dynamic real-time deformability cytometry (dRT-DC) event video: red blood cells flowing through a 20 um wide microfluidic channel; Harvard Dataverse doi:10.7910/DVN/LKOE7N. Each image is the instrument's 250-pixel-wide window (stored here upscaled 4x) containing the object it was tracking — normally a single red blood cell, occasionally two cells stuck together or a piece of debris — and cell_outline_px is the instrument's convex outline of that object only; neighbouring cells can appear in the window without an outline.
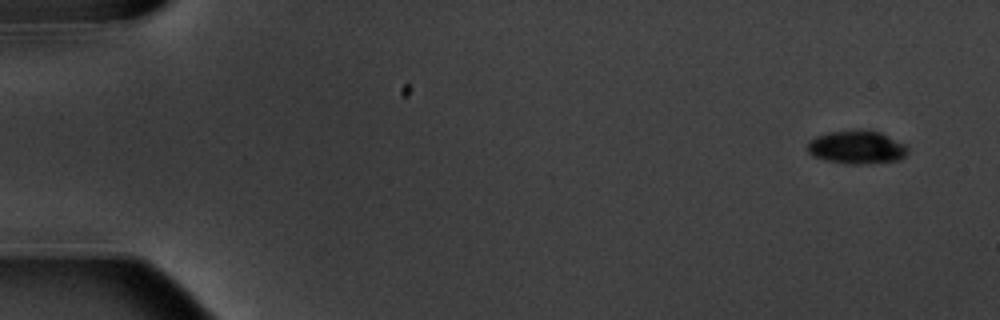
{"species": "common noctule bat (a hibernating species)", "species_latin": "Nyctalus noctula", "temperature_condition": "warm", "stored_images_in_passage": 6, "camera_frame_rate_fps": 3000, "um_per_image_px": 0.085, "animal": {"sex": "male", "body_mass_g": 20.1, "forearm_length_mm": 53.5}, "frame": {"image": 1, "passage_image": 1, "time_ms": 0.0, "image_size_px": [1000, 320], "cell_outline_px": [[908, 152], [900, 160], [860, 164], [848, 164], [824, 160], [812, 156], [808, 152], [808, 140], [816, 136], [828, 132], [880, 132], [904, 144], [908, 148]], "centroid_in_image_um": [72.79, 12.55], "position_along_channel_um": 12.2, "area_um2": 18.96}}
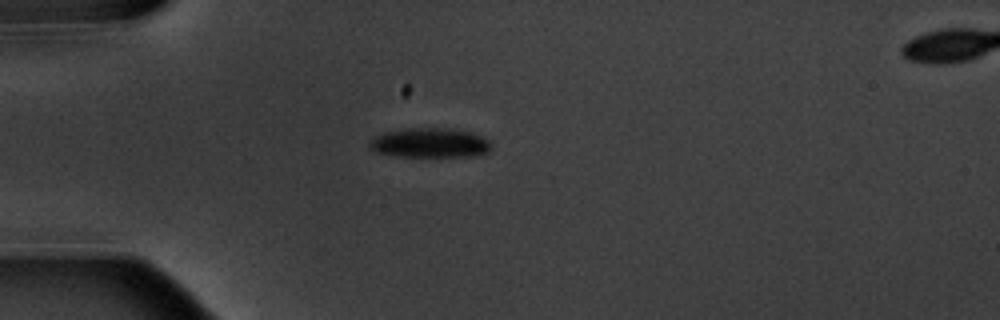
{"frame": {"image": 2, "passage_image": 4, "time_ms": 4.333, "image_size_px": [1000, 320], "cell_outline_px": [[492, 148], [488, 152], [472, 156], [404, 156], [376, 152], [368, 144], [368, 140], [372, 136], [384, 132], [408, 128], [448, 128], [472, 132], [488, 140]], "centroid_in_image_um": [36.52, 12.13], "position_along_channel_um": 48.5, "area_um2": 20.92}}